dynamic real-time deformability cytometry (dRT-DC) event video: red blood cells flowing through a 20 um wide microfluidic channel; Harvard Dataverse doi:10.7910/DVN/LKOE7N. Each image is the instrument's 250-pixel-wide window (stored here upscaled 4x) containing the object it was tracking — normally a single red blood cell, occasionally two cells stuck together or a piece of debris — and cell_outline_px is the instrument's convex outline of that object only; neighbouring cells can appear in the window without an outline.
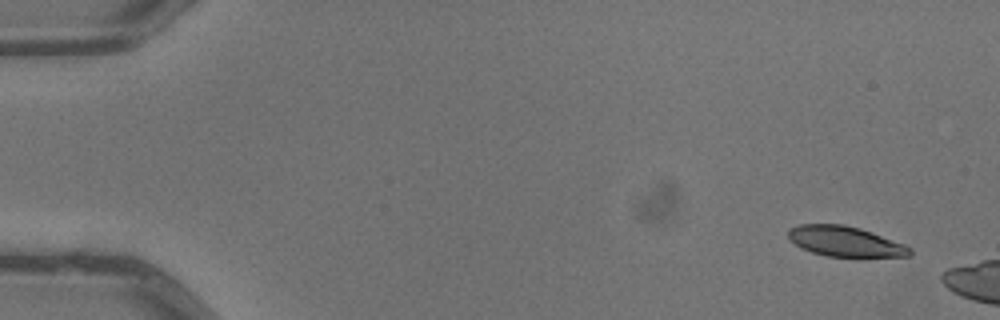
{"species": "common noctule bat (a hibernating species)", "species_latin": "Nyctalus noctula", "temperature_condition": "warm", "stored_images_in_passage": 3, "camera_frame_rate_fps": 3000, "um_per_image_px": 0.085, "animal": {"sex": "male", "body_mass_g": 13.3}, "frame": {"image": 1, "passage_image": 1, "time_ms": 0.0, "image_size_px": [1000, 320], "cell_outline_px": [[912, 252], [908, 256], [828, 256], [812, 252], [800, 248], [788, 236], [788, 228], [800, 224], [844, 224], [860, 228], [872, 232], [904, 244], [912, 248]], "centroid_in_image_um": [71.82, 20.5], "position_along_channel_um": 13.2, "area_um2": 21.21}}